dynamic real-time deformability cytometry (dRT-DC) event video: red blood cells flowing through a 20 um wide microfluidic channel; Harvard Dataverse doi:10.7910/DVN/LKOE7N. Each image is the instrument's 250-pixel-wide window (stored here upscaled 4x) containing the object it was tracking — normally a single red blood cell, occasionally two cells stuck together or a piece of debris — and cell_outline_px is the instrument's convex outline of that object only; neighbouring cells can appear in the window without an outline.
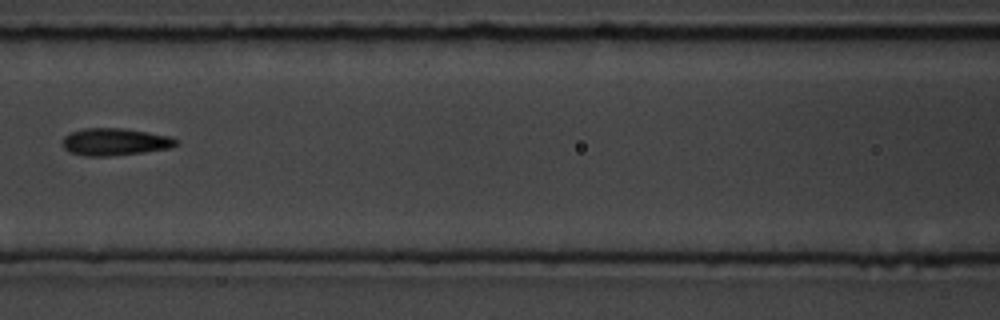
{"species": "common noctule bat (a hibernating species)", "species_latin": "Nyctalus noctula", "temperature_condition": "room temperature", "stored_images_in_passage": 4, "camera_frame_rate_fps": 3000, "um_per_image_px": 0.085, "animal": {"sex": "male", "body_mass_g": 19.5, "forearm_length_mm": 54.6}, "frame": {"image": 1, "passage_image": 4, "time_ms": 4.333, "image_size_px": [1000, 320], "cell_outline_px": [[176, 144], [172, 148], [144, 152], [112, 156], [88, 156], [68, 152], [64, 148], [64, 136], [72, 132], [84, 128], [124, 128], [148, 132], [168, 136], [176, 140]], "centroid_in_image_um": [9.76, 12.06], "position_along_channel_um": 156.8, "area_um2": 17.92}}